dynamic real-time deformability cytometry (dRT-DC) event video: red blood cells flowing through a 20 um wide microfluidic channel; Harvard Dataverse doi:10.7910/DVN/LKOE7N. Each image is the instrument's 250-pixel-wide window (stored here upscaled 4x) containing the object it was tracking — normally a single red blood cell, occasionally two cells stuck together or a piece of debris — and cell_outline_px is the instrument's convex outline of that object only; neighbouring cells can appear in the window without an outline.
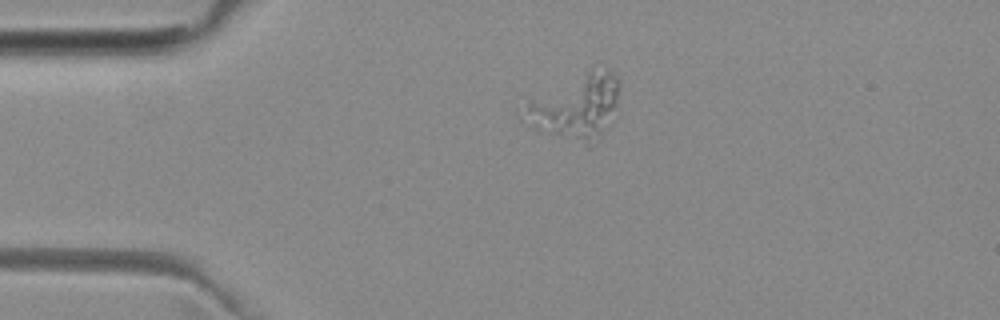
{"species": "common noctule bat (a hibernating species)", "species_latin": "Nyctalus noctula", "temperature_condition": "room temperature", "stored_images_in_passage": 34, "camera_frame_rate_fps": 3000, "um_per_image_px": 0.085, "animal": {"sex": "female", "body_mass_g": 29.2, "forearm_length_mm": 56.3}, "frame": {"image": 1, "passage_image": 1, "time_ms": 0.0, "image_size_px": [1000, 320], "cell_outline_px": [[620, 84], [616, 108], [600, 140], [588, 148], [536, 128], [520, 120], [516, 112], [516, 108], [592, 64], [612, 72], [620, 80]], "centroid_in_image_um": [48.91, 9.06], "position_along_channel_um": 36.1, "area_um2": 37.69}}
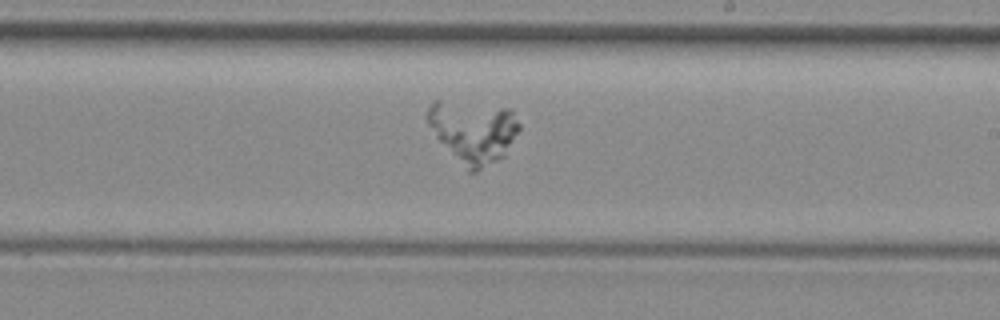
{"frame": {"image": 2, "passage_image": 20, "time_ms": 6.333, "image_size_px": [1000, 320], "cell_outline_px": [[520, 128], [504, 156], [476, 172], [468, 172], [436, 136], [428, 124], [428, 108], [432, 100], [440, 100], [512, 108], [520, 124]], "centroid_in_image_um": [40.25, 11.16], "position_along_channel_um": 248.8, "area_um2": 33.06}}
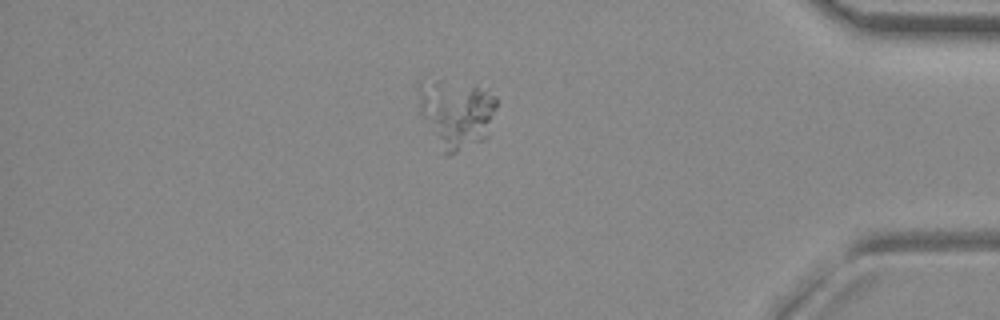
{"frame": {"image": 3, "passage_image": 34, "time_ms": 11.0, "image_size_px": [1000, 320], "cell_outline_px": [[496, 104], [488, 136], [484, 140], [448, 156], [444, 156], [420, 112], [420, 84], [440, 80], [476, 84], [496, 96]], "centroid_in_image_um": [38.82, 9.66], "position_along_channel_um": 396.4, "area_um2": 30.98}}